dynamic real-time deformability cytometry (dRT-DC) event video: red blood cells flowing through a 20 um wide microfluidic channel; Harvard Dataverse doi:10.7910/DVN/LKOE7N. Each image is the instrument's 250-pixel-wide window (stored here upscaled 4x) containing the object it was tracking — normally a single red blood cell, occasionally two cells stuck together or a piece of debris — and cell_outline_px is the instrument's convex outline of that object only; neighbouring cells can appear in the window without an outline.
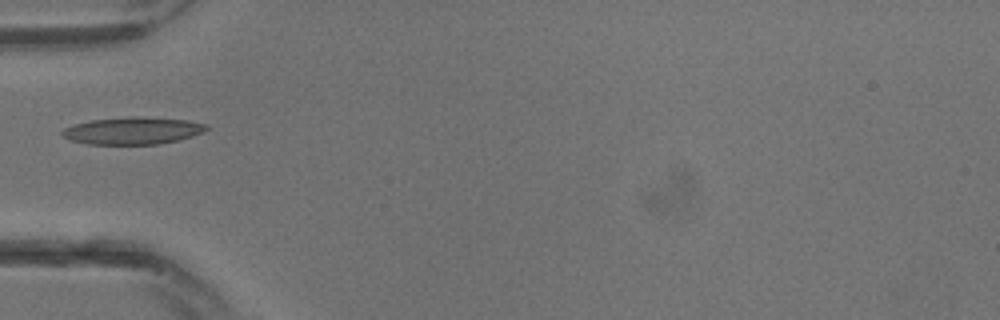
{"species": "common noctule bat (a hibernating species)", "species_latin": "Nyctalus noctula", "temperature_condition": "warm", "stored_images_in_passage": 11, "camera_frame_rate_fps": 3000, "um_per_image_px": 0.085, "animal": {"sex": "male", "body_mass_g": 13.3}, "frame": {"image": 1, "passage_image": 10, "time_ms": 3.0, "image_size_px": [1000, 320], "cell_outline_px": [[208, 128], [204, 132], [180, 140], [160, 144], [88, 144], [72, 140], [64, 136], [60, 132], [64, 128], [76, 124], [92, 120], [132, 116], [140, 116], [188, 120], [208, 124]], "centroid_in_image_um": [11.34, 11.1], "position_along_channel_um": 73.7, "area_um2": 22.89}}